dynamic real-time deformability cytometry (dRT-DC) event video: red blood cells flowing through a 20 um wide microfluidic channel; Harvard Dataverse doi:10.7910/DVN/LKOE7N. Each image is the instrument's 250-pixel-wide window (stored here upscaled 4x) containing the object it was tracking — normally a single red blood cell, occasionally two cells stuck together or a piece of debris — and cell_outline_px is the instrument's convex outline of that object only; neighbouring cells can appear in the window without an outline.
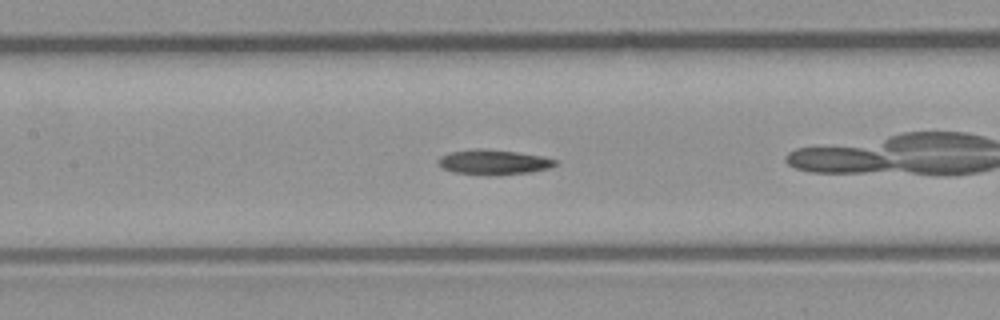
{"species": "common noctule bat (a hibernating species)", "species_latin": "Nyctalus noctula", "temperature_condition": "room temperature", "stored_images_in_passage": 51, "camera_frame_rate_fps": 3000, "um_per_image_px": 0.085, "animal": {"sex": "male", "body_mass_g": 23.1, "forearm_length_mm": 52.7}, "frame": {"image": 1, "passage_image": 22, "time_ms": 7.0, "image_size_px": [1000, 320], "cell_outline_px": [[556, 164], [548, 168], [532, 172], [496, 176], [488, 176], [452, 172], [440, 168], [436, 160], [440, 156], [452, 152], [476, 148], [484, 148], [516, 152], [540, 156], [556, 160]], "centroid_in_image_um": [41.88, 13.8], "position_along_channel_um": 165.5, "area_um2": 17.28}, "authors_computed_cell_mechanics": {"area_um2": 16.762, "velocity_mm_per_s": 3.9485, "shape_relaxation_time_tau1_ms": 5.7497, "shape_relaxation_time_tau2_ms": null, "deformation_change_tau1": 0.1912, "deformation_change_tau2": null}}